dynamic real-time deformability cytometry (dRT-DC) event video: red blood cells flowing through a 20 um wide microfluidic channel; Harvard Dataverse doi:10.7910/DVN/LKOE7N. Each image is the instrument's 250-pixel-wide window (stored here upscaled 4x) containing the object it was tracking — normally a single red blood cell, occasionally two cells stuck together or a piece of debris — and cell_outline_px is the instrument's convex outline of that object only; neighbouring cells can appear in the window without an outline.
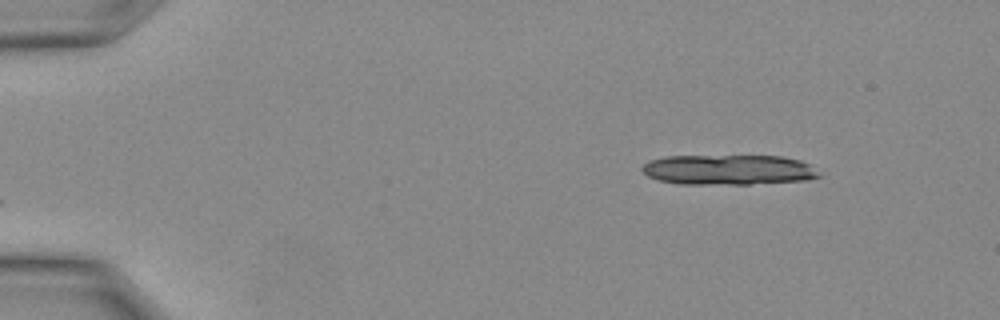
{"species": "Egyptian fruit bat (a non-hibernating species)", "species_latin": "Rousettus aegyptiacus", "temperature_condition": "warm", "stored_images_in_passage": 6, "camera_frame_rate_fps": 3000, "um_per_image_px": 0.085, "animal": {"sex": "female"}, "frame": {"image": 1, "passage_image": 1, "time_ms": 0.0, "image_size_px": [1000, 320], "cell_outline_px": [[824, 176], [804, 180], [748, 184], [680, 184], [660, 180], [648, 176], [640, 168], [648, 160], [664, 156], [780, 156], [800, 160], [808, 164]], "centroid_in_image_um": [61.9, 14.43], "position_along_channel_um": 23.1, "area_um2": 31.1}}